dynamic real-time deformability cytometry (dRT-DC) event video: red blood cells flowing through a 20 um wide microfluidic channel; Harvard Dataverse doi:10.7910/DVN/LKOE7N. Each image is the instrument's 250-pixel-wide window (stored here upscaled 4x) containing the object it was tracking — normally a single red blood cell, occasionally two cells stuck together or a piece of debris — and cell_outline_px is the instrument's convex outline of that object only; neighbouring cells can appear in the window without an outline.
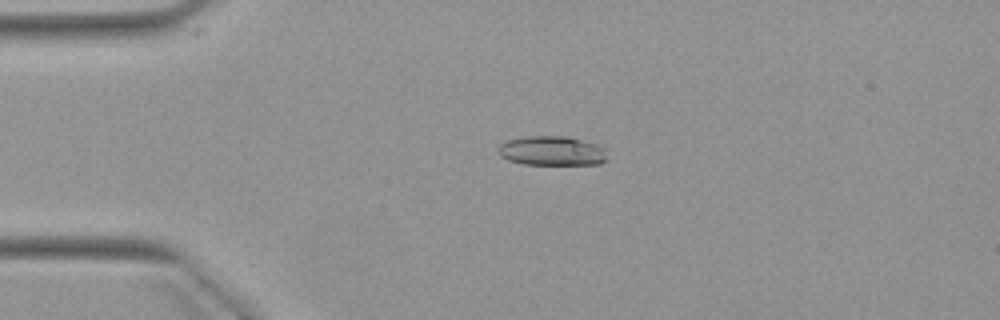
{"species": "Egyptian fruit bat (a non-hibernating species)", "species_latin": "Rousettus aegyptiacus", "temperature_condition": "warm", "stored_images_in_passage": 4, "camera_frame_rate_fps": 3000, "um_per_image_px": 0.085, "animal": {"sex": "female"}, "frame": {"image": 1, "passage_image": 3, "time_ms": 2.333, "image_size_px": [1000, 320], "cell_outline_px": [[604, 160], [600, 164], [524, 164], [508, 160], [500, 156], [496, 148], [504, 140], [524, 136], [568, 136], [596, 144], [604, 148]], "centroid_in_image_um": [46.82, 12.81], "position_along_channel_um": 38.2, "area_um2": 18.73}}